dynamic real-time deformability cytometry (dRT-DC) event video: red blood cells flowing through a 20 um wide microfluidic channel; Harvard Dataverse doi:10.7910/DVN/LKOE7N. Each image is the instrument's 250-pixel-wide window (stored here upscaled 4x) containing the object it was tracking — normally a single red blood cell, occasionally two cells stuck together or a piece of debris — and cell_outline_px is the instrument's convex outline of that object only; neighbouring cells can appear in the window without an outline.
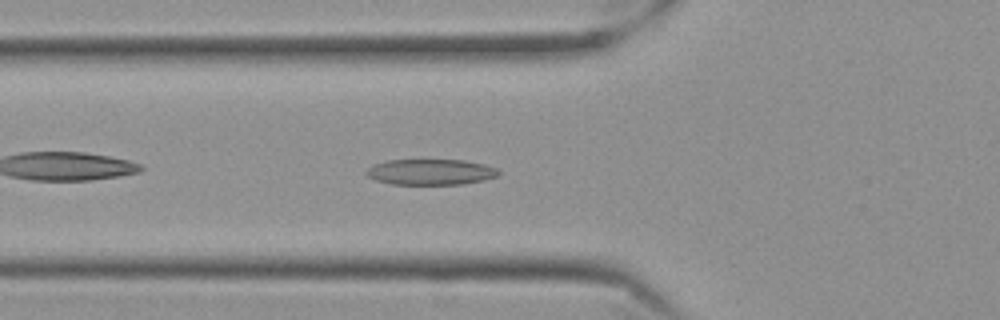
{"species": "Egyptian fruit bat (a non-hibernating species)", "species_latin": "Rousettus aegyptiacus", "temperature_condition": "cold", "stored_images_in_passage": 43, "camera_frame_rate_fps": 3000, "um_per_image_px": 0.085, "frame": {"image": 1, "passage_image": 6, "time_ms": 1.667, "image_size_px": [1000, 320], "cell_outline_px": [[500, 172], [496, 176], [484, 180], [464, 184], [392, 184], [376, 180], [368, 176], [364, 172], [368, 168], [376, 164], [388, 160], [464, 160], [496, 168]], "centroid_in_image_um": [36.59, 14.62], "position_along_channel_um": 89.2, "area_um2": 19.59}}
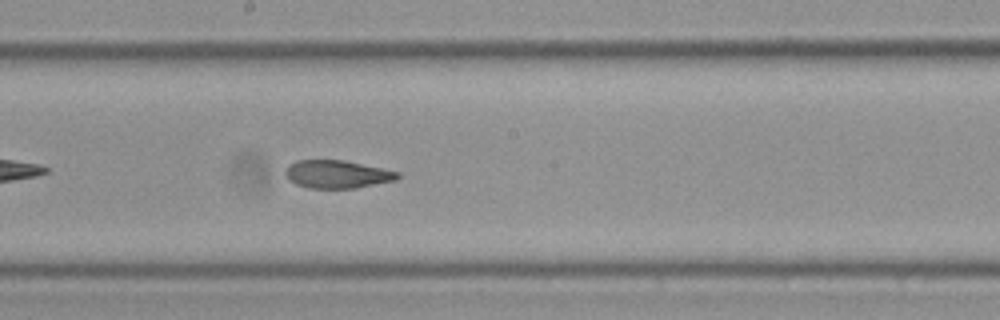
{"frame": {"image": 2, "passage_image": 17, "time_ms": 5.333, "image_size_px": [1000, 320], "cell_outline_px": [[400, 176], [396, 180], [356, 188], [308, 188], [296, 184], [288, 180], [284, 172], [288, 164], [296, 160], [344, 160], [400, 172]], "centroid_in_image_um": [28.63, 14.81], "position_along_channel_um": 219.6, "area_um2": 18.38}}
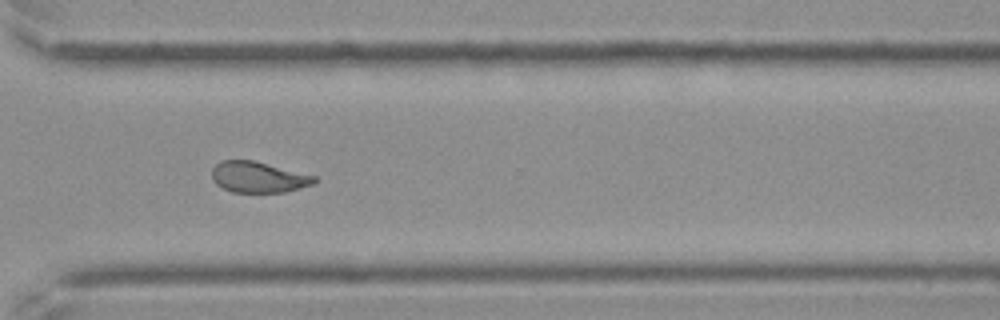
{"frame": {"image": 3, "passage_image": 28, "time_ms": 9.0, "image_size_px": [1000, 320], "cell_outline_px": [[316, 180], [312, 184], [284, 192], [232, 192], [216, 184], [212, 180], [212, 168], [220, 160], [252, 160], [316, 176]], "centroid_in_image_um": [21.91, 15.05], "position_along_channel_um": 348.7, "area_um2": 18.26}, "authors_computed_cell_mechanics": {"area_um2": 18.9006, "velocity_mm_per_s": 3.5265, "shape_relaxation_time_tau1_ms": null, "shape_relaxation_time_tau2_ms": 3.0458, "deformation_change_tau1": null, "deformation_change_tau2": 0.0819}}